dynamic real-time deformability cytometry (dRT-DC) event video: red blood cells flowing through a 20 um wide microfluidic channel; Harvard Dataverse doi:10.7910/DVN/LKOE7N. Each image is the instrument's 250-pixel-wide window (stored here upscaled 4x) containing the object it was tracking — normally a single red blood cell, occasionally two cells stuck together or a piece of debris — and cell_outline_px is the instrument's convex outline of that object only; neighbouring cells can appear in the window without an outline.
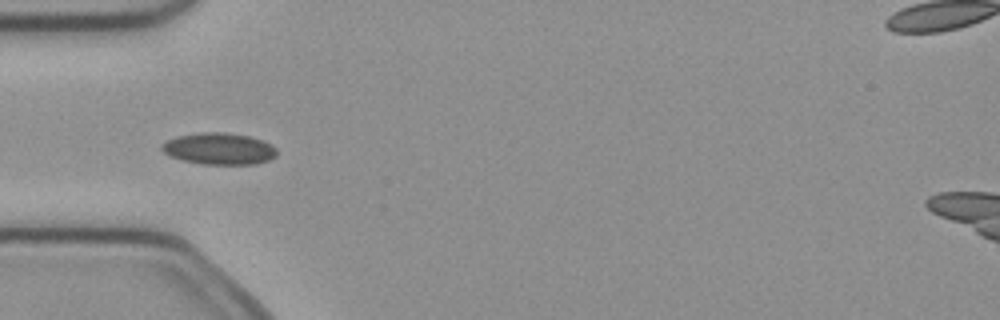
{"species": "common noctule bat (a hibernating species)", "species_latin": "Nyctalus noctula", "temperature_condition": "cold", "stored_images_in_passage": 6, "camera_frame_rate_fps": 3000, "um_per_image_px": 0.085, "animal": {"sex": "female", "body_mass_g": 21.9}, "frame": {"image": 1, "passage_image": 4, "time_ms": 1.0, "image_size_px": [1000, 320], "cell_outline_px": [[276, 156], [268, 160], [256, 164], [204, 164], [184, 160], [168, 156], [160, 148], [160, 144], [176, 136], [200, 132], [224, 132], [248, 136], [272, 144], [276, 148]], "centroid_in_image_um": [18.6, 12.64], "position_along_channel_um": 66.4, "area_um2": 21.21}}
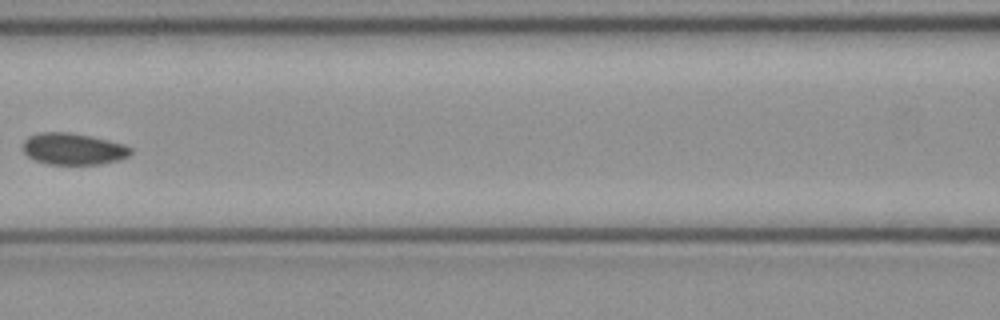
{"frame": {"image": 2, "passage_image": 6, "time_ms": 1.667, "image_size_px": [1000, 320], "cell_outline_px": [[132, 152], [128, 156], [120, 160], [100, 164], [48, 164], [36, 160], [28, 156], [24, 152], [24, 140], [28, 136], [40, 132], [68, 132], [92, 136], [124, 144], [132, 148]], "centroid_in_image_um": [6.25, 12.65], "position_along_channel_um": 160.4, "area_um2": 19.88}}